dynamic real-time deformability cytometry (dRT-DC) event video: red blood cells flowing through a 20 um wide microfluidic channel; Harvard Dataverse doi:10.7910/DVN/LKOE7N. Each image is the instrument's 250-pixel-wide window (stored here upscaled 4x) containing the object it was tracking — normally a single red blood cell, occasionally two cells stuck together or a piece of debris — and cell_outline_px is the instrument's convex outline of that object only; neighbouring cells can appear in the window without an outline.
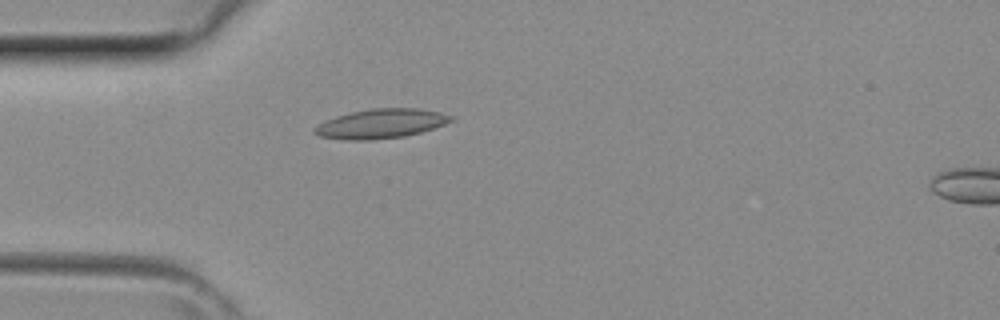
{"species": "common noctule bat (a hibernating species)", "species_latin": "Nyctalus noctula", "temperature_condition": "room temperature", "stored_images_in_passage": 31, "camera_frame_rate_fps": 3000, "um_per_image_px": 0.085, "animal": {"sex": "female", "body_mass_g": 29.2, "forearm_length_mm": 56.3}, "frame": {"image": 1, "passage_image": 1, "time_ms": 0.0, "image_size_px": [1000, 320], "cell_outline_px": [[456, 120], [420, 132], [404, 136], [372, 140], [340, 140], [320, 136], [312, 132], [312, 128], [324, 120], [336, 116], [352, 112], [372, 108], [420, 108], [440, 112], [452, 116]], "centroid_in_image_um": [32.34, 10.51], "position_along_channel_um": 52.7, "area_um2": 23.52}}
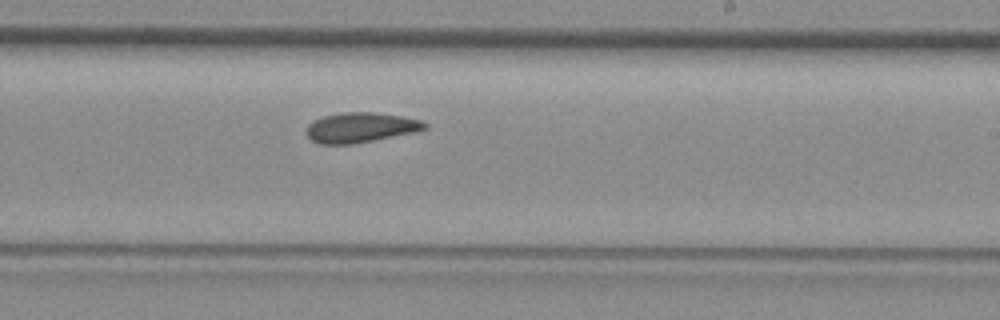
{"frame": {"image": 2, "passage_image": 14, "time_ms": 4.333, "image_size_px": [1000, 320], "cell_outline_px": [[428, 128], [412, 132], [352, 144], [320, 144], [312, 140], [304, 132], [308, 124], [312, 120], [324, 116], [344, 112], [372, 112], [400, 116], [420, 120], [428, 124]], "centroid_in_image_um": [30.59, 10.83], "position_along_channel_um": 258.4, "area_um2": 20.46}}
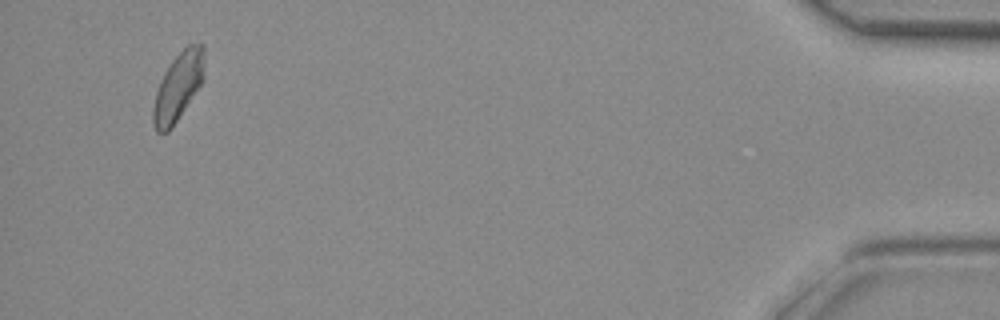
{"frame": {"image": 3, "passage_image": 29, "time_ms": 9.333, "image_size_px": [1000, 320], "cell_outline_px": [[204, 52], [200, 84], [168, 132], [156, 132], [152, 124], [152, 108], [156, 92], [160, 80], [164, 72], [172, 60], [188, 44], [204, 44]], "centroid_in_image_um": [15.08, 7.37], "position_along_channel_um": 420.1, "area_um2": 19.59}}